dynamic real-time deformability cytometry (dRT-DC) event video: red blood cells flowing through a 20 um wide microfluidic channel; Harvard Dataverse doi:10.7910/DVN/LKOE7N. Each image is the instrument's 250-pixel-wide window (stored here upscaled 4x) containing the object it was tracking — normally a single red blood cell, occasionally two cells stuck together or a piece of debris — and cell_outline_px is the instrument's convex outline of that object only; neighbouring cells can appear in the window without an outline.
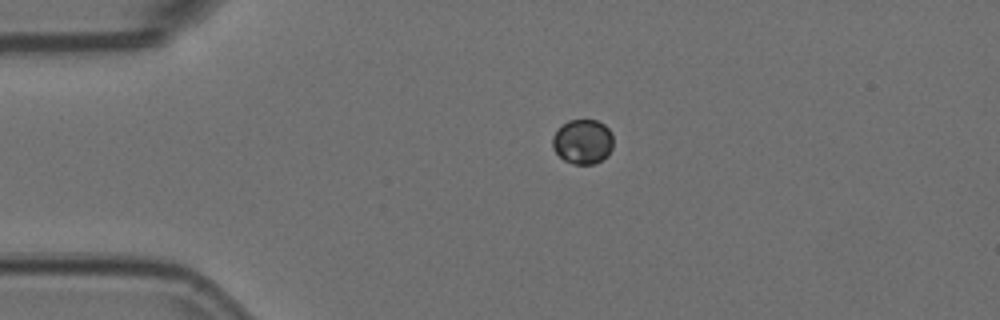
{"species": "Egyptian fruit bat (a non-hibernating species)", "species_latin": "Rousettus aegyptiacus", "temperature_condition": "room temperature", "stored_images_in_passage": 44, "camera_frame_rate_fps": 3000, "um_per_image_px": 0.085, "animal": {"sex": "female"}, "frame": {"image": 1, "passage_image": 1, "time_ms": 0.0, "image_size_px": [1000, 320], "cell_outline_px": [[612, 148], [608, 156], [592, 164], [572, 164], [564, 160], [552, 148], [552, 136], [568, 120], [596, 120], [604, 124], [612, 132]], "centroid_in_image_um": [49.54, 12.04], "position_along_channel_um": 35.5, "area_um2": 15.78}}
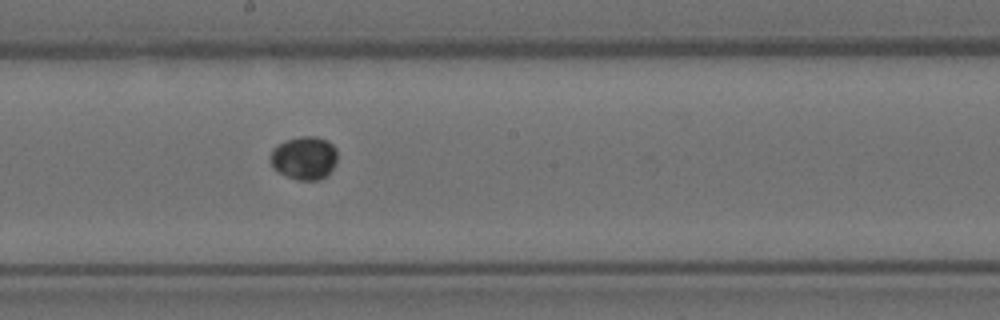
{"frame": {"image": 2, "passage_image": 19, "time_ms": 6.0, "image_size_px": [1000, 320], "cell_outline_px": [[336, 164], [320, 180], [296, 180], [276, 172], [272, 168], [268, 160], [272, 148], [284, 140], [300, 136], [316, 136], [328, 140], [336, 148]], "centroid_in_image_um": [25.8, 13.42], "position_along_channel_um": 222.4, "area_um2": 17.28}}
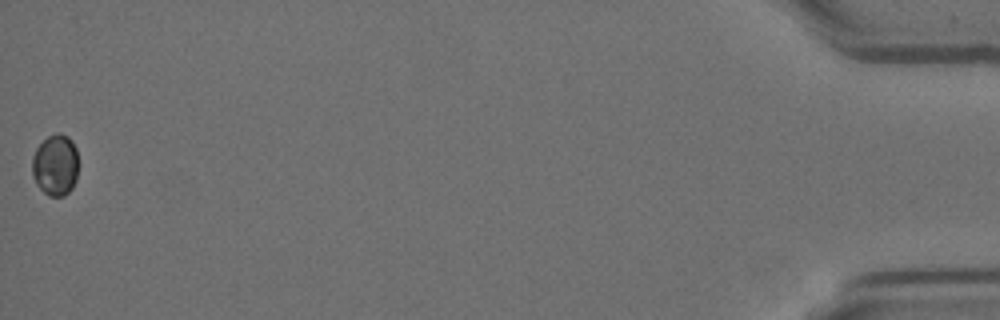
{"frame": {"image": 3, "passage_image": 44, "time_ms": 14.333, "image_size_px": [1000, 320], "cell_outline_px": [[76, 180], [72, 188], [64, 196], [48, 196], [36, 184], [32, 176], [32, 156], [36, 148], [48, 136], [56, 132], [60, 132], [68, 136], [72, 140], [76, 148]], "centroid_in_image_um": [4.68, 14.02], "position_along_channel_um": 430.5, "area_um2": 16.59}}